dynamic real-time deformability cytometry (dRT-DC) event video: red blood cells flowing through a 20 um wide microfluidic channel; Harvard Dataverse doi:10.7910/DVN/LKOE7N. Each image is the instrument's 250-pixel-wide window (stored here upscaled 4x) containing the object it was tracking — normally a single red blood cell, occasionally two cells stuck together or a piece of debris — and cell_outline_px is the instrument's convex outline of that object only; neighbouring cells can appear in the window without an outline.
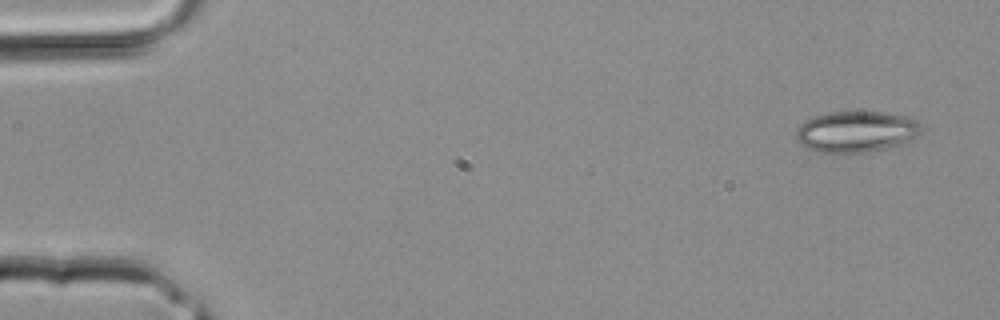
{"species": "common noctule bat (a hibernating species)", "species_latin": "Nyctalus noctula", "temperature_condition": "room temperature", "stored_images_in_passage": 4, "camera_frame_rate_fps": 3000, "um_per_image_px": 0.085, "animal": {"sex": "male", "body_mass_g": 20.4}, "frame": {"image": 1, "passage_image": 1, "time_ms": 0.0, "image_size_px": [1000, 320], "cell_outline_px": [[924, 128], [916, 136], [900, 144], [868, 152], [816, 152], [800, 144], [796, 140], [796, 128], [804, 120], [812, 116], [828, 112], [888, 112], [912, 116], [924, 124]], "centroid_in_image_um": [72.8, 11.16], "position_along_channel_um": 12.2, "area_um2": 30.46}}